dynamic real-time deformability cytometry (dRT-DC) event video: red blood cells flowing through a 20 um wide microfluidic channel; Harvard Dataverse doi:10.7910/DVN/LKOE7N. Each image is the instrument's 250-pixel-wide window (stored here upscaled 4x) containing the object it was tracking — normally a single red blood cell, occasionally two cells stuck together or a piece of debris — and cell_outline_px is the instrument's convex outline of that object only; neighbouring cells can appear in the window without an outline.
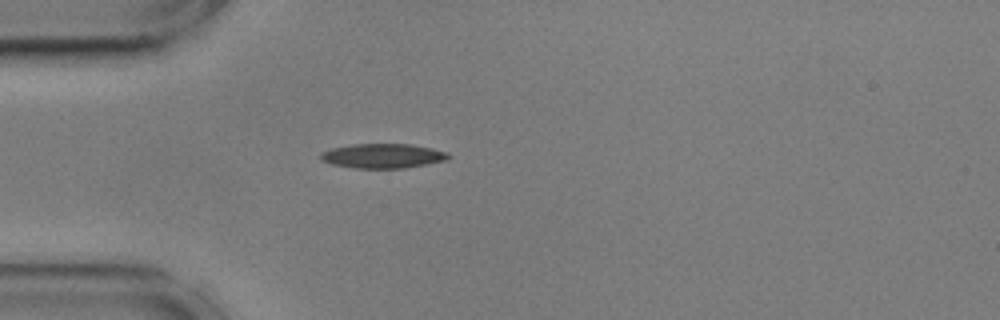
{"species": "common noctule bat (a hibernating species)", "species_latin": "Nyctalus noctula", "temperature_condition": "cold", "stored_images_in_passage": 35, "camera_frame_rate_fps": 3000, "um_per_image_px": 0.085, "animal": {"sex": "male", "body_mass_g": 17.9, "forearm_length_mm": 54.2}, "frame": {"image": 1, "passage_image": 1, "time_ms": 0.0, "image_size_px": [1000, 320], "cell_outline_px": [[448, 160], [428, 164], [404, 168], [356, 168], [332, 164], [320, 160], [320, 152], [332, 148], [352, 144], [412, 144], [432, 148], [448, 152]], "centroid_in_image_um": [32.54, 13.25], "position_along_channel_um": 52.5, "area_um2": 18.32}}
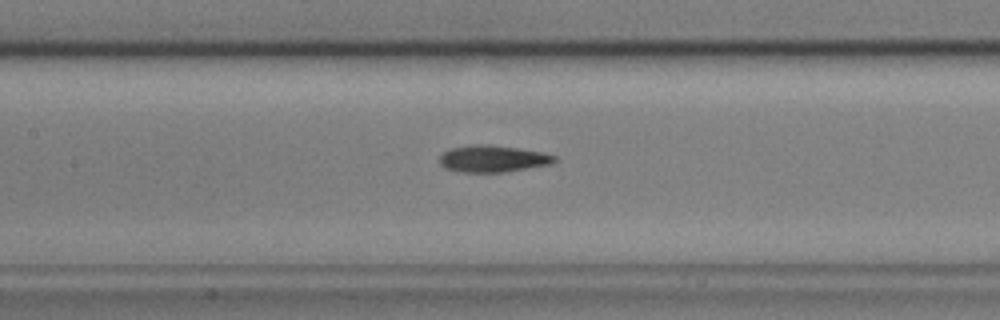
{"frame": {"image": 2, "passage_image": 11, "time_ms": 3.333, "image_size_px": [1000, 320], "cell_outline_px": [[560, 160], [552, 164], [504, 172], [460, 172], [444, 168], [440, 164], [440, 156], [444, 152], [452, 148], [472, 144], [484, 144], [516, 148], [540, 152], [556, 156]], "centroid_in_image_um": [41.9, 13.5], "position_along_channel_um": 165.5, "area_um2": 17.92}}
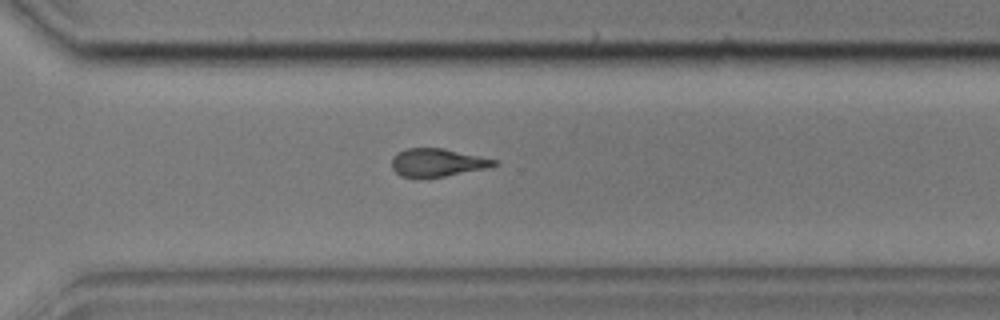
{"frame": {"image": 3, "passage_image": 25, "time_ms": 8.0, "image_size_px": [1000, 320], "cell_outline_px": [[500, 164], [492, 168], [444, 176], [400, 176], [392, 168], [392, 156], [408, 148], [444, 148], [480, 156], [496, 160]], "centroid_in_image_um": [37.25, 13.8], "position_along_channel_um": 333.4, "area_um2": 16.59}, "authors_computed_cell_mechanics": {"area_um2": 17.9758, "velocity_mm_per_s": 3.6089, "shape_relaxation_time_tau1_ms": 3.3437, "shape_relaxation_time_tau2_ms": 6.8043, "deformation_change_tau1": 0.1266, "deformation_change_tau2": 0.1634}}